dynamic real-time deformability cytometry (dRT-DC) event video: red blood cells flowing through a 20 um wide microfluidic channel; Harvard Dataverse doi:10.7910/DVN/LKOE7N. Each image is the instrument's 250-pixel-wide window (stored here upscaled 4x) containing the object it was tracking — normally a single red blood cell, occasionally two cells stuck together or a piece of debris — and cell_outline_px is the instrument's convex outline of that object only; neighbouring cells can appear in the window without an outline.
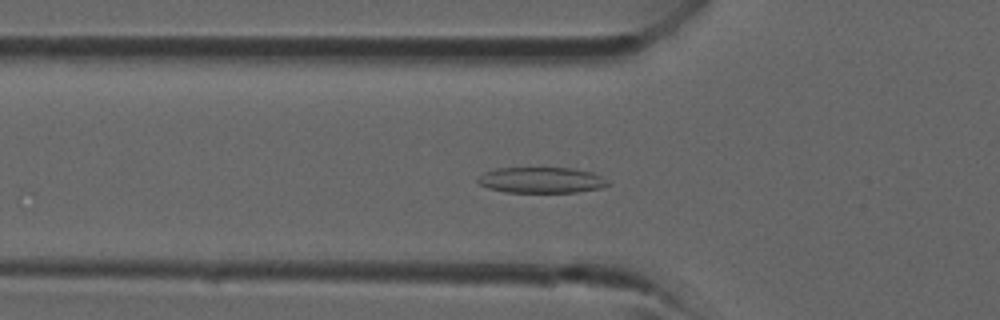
{"species": "common noctule bat (a hibernating species)", "species_latin": "Nyctalus noctula", "temperature_condition": "room temperature", "stored_images_in_passage": 32, "camera_frame_rate_fps": 3000, "um_per_image_px": 0.085, "animal": {"sex": "male", "forearm_length_mm": 52.5}, "frame": {"image": 1, "passage_image": 9, "time_ms": 2.667, "image_size_px": [1000, 320], "cell_outline_px": [[612, 184], [600, 188], [576, 192], [504, 192], [488, 188], [480, 184], [476, 180], [484, 172], [496, 168], [576, 168], [592, 172], [604, 176]], "centroid_in_image_um": [46.06, 15.3], "position_along_channel_um": 79.7, "area_um2": 19.77}}
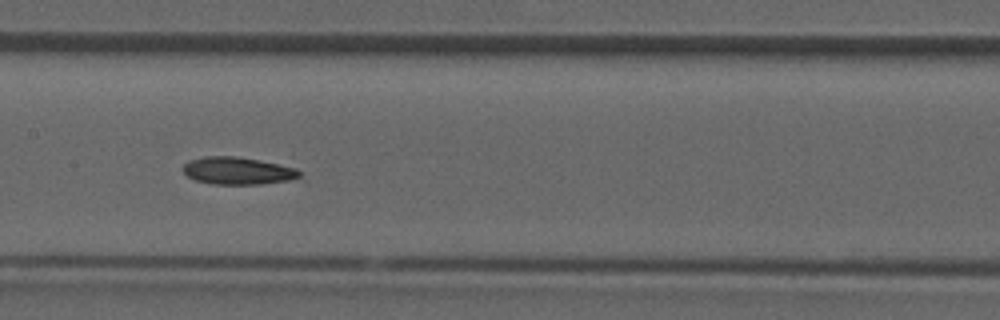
{"frame": {"image": 2, "passage_image": 15, "time_ms": 4.667, "image_size_px": [1000, 320], "cell_outline_px": [[308, 180], [260, 184], [212, 184], [196, 180], [188, 176], [184, 172], [184, 164], [188, 160], [204, 156], [236, 156], [260, 160], [296, 168]], "centroid_in_image_um": [20.35, 14.53], "position_along_channel_um": 187.0, "area_um2": 19.13}}
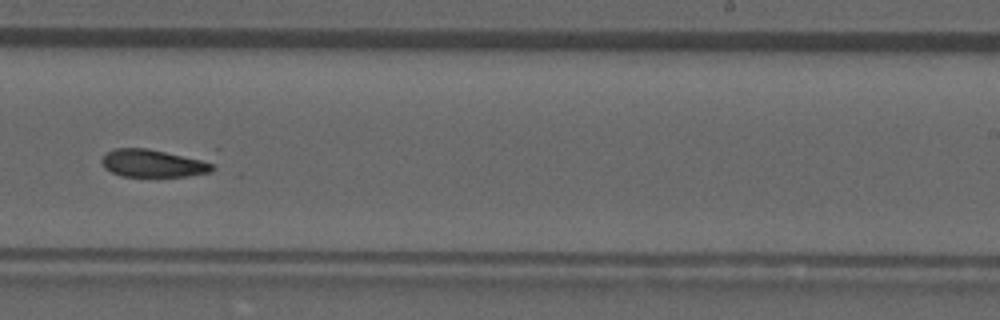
{"frame": {"image": 3, "passage_image": 20, "time_ms": 6.333, "image_size_px": [1000, 320], "cell_outline_px": [[216, 168], [212, 172], [188, 176], [120, 176], [104, 168], [100, 160], [108, 152], [116, 148], [148, 148], [208, 160], [216, 164]], "centroid_in_image_um": [13.08, 13.88], "position_along_channel_um": 275.9, "area_um2": 18.15}}